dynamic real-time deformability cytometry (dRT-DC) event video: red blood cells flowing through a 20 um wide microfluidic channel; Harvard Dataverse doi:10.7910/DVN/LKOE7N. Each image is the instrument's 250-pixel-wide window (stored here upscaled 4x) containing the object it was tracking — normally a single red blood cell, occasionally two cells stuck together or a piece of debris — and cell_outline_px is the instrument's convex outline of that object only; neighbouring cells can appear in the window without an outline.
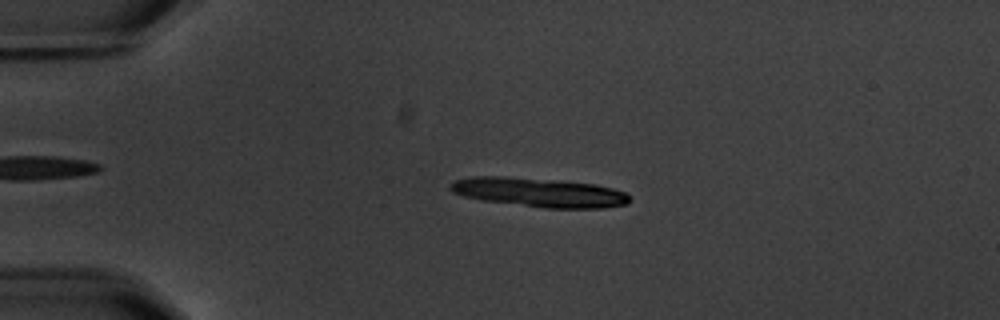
{"species": "common noctule bat (a hibernating species)", "species_latin": "Nyctalus noctula", "temperature_condition": "warm", "stored_images_in_passage": 5, "camera_frame_rate_fps": 3000, "um_per_image_px": 0.085, "animal": {"sex": "male", "body_mass_g": 20.1, "forearm_length_mm": 53.5}, "frame": {"image": 1, "passage_image": 3, "time_ms": 2.333, "image_size_px": [1000, 320], "cell_outline_px": [[632, 200], [628, 204], [604, 208], [544, 208], [484, 200], [464, 196], [452, 192], [448, 188], [456, 180], [472, 176], [504, 176], [552, 180], [596, 184], [612, 188], [624, 192]], "centroid_in_image_um": [45.85, 16.36], "position_along_channel_um": 39.1, "area_um2": 30.29}}
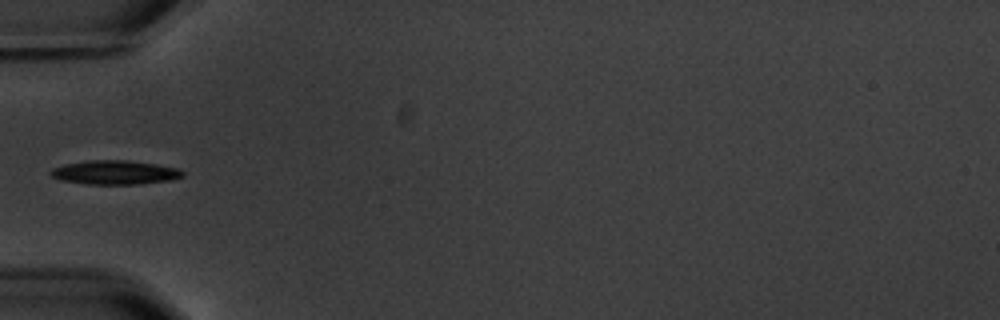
{"frame": {"image": 2, "passage_image": 5, "time_ms": 4.667, "image_size_px": [1000, 320], "cell_outline_px": [[184, 176], [168, 180], [136, 184], [88, 184], [60, 180], [52, 176], [48, 172], [52, 168], [68, 164], [88, 160], [128, 160], [156, 164], [180, 168], [184, 172]], "centroid_in_image_um": [9.77, 14.65], "position_along_channel_um": 75.2, "area_um2": 18.38}}